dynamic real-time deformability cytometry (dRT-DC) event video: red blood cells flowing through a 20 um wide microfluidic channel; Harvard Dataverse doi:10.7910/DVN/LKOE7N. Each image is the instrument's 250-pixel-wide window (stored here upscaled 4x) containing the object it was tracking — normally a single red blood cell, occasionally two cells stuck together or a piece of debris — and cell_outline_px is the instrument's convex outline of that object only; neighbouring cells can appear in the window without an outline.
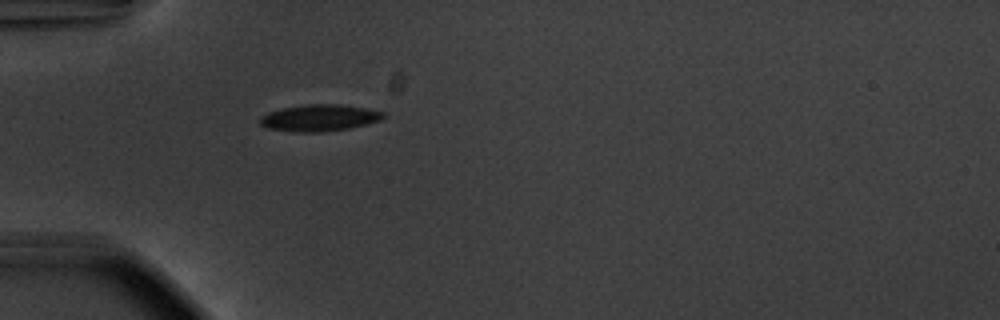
{"species": "common noctule bat (a hibernating species)", "species_latin": "Nyctalus noctula", "temperature_condition": "warm", "stored_images_in_passage": 38, "camera_frame_rate_fps": 3000, "um_per_image_px": 0.085, "animal": {"sex": "male", "body_mass_g": 20.1, "forearm_length_mm": 53.5}, "frame": {"image": 1, "passage_image": 1, "time_ms": 0.0, "image_size_px": [1000, 320], "cell_outline_px": [[384, 116], [380, 120], [348, 128], [320, 132], [296, 132], [268, 128], [260, 124], [260, 116], [268, 112], [284, 108], [308, 104], [340, 104], [364, 108], [384, 112]], "centroid_in_image_um": [27.11, 10.01], "position_along_channel_um": 57.9, "area_um2": 18.84}}
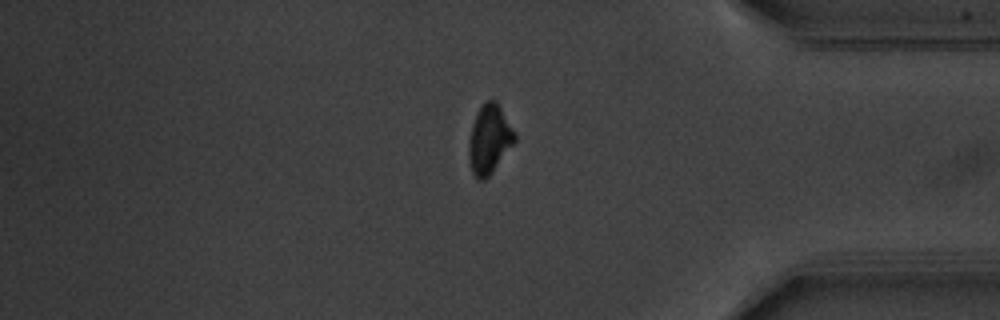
{"frame": {"image": 2, "passage_image": 30, "time_ms": 9.667, "image_size_px": [1000, 320], "cell_outline_px": [[516, 140], [492, 172], [484, 180], [476, 180], [472, 172], [468, 156], [468, 144], [472, 124], [480, 108], [488, 100], [496, 100], [516, 132]], "centroid_in_image_um": [41.59, 11.86], "position_along_channel_um": 393.6, "area_um2": 18.32}}
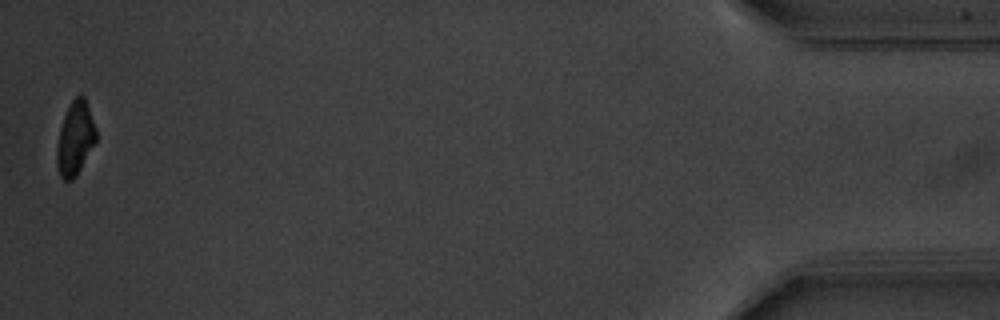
{"frame": {"image": 3, "passage_image": 38, "time_ms": 12.333, "image_size_px": [1000, 320], "cell_outline_px": [[96, 140], [76, 176], [72, 180], [64, 180], [60, 176], [56, 164], [56, 148], [60, 128], [64, 116], [72, 100], [80, 92], [84, 96], [96, 128]], "centroid_in_image_um": [6.37, 11.76], "position_along_channel_um": 428.8, "area_um2": 16.7}, "authors_computed_cell_mechanics": {"area_um2": 18.3804, "velocity_mm_per_s": 3.7403, "shape_relaxation_time_tau1_ms": 2.6914, "shape_relaxation_time_tau2_ms": null, "deformation_change_tau1": 0.1301, "deformation_change_tau2": null}}